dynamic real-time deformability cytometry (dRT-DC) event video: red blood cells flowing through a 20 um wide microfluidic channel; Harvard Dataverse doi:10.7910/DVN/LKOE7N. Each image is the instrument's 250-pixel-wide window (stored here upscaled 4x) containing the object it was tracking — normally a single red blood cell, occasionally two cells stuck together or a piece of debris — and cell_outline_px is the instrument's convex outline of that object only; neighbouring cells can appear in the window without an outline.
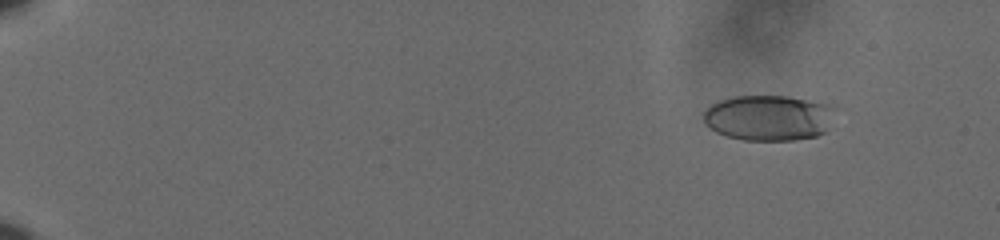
{"species": "human", "species_latin": "Homo sapiens", "temperature_condition": "cold", "stored_images_in_passage": 59, "camera_frame_rate_fps": 3000, "um_per_image_px": 0.085, "donor": {"sex": "male"}, "frame": {"image": 1, "passage_image": 6, "time_ms": 1.667, "image_size_px": [1000, 240], "cell_outline_px": [[840, 108], [828, 132], [816, 136], [792, 140], [744, 140], [728, 136], [716, 132], [704, 120], [704, 112], [712, 104], [720, 100], [732, 96], [788, 96], [836, 104]], "centroid_in_image_um": [65.5, 9.99], "position_along_channel_um": 19.5, "area_um2": 35.78}}
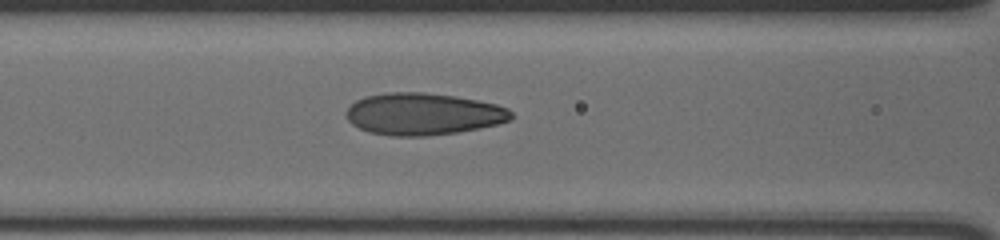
{"frame": {"image": 2, "passage_image": 28, "time_ms": 9.0, "image_size_px": [1000, 240], "cell_outline_px": [[512, 120], [496, 124], [456, 132], [428, 136], [392, 136], [368, 132], [352, 124], [348, 120], [344, 112], [356, 100], [364, 96], [384, 92], [424, 92], [456, 96], [496, 104], [508, 108], [512, 112]], "centroid_in_image_um": [35.93, 9.68], "position_along_channel_um": 130.7, "area_um2": 40.46}}
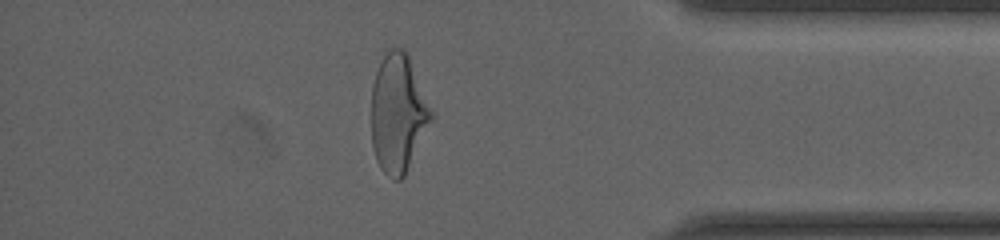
{"frame": {"image": 3, "passage_image": 52, "time_ms": 17.0, "image_size_px": [1000, 240], "cell_outline_px": [[432, 120], [404, 176], [400, 180], [392, 180], [380, 168], [376, 160], [372, 144], [372, 84], [376, 72], [388, 48], [400, 48], [408, 52], [432, 112]], "centroid_in_image_um": [33.82, 9.63], "position_along_channel_um": 401.4, "area_um2": 40.98}, "authors_computed_cell_mechanics": {"area_um2": 38.4948, "velocity_mm_per_s": 3.6364, "shape_relaxation_time_tau1_ms": 4.3708, "shape_relaxation_time_tau2_ms": 0.8748, "deformation_change_tau1": 0.1836, "deformation_change_tau2": 0.0739}}